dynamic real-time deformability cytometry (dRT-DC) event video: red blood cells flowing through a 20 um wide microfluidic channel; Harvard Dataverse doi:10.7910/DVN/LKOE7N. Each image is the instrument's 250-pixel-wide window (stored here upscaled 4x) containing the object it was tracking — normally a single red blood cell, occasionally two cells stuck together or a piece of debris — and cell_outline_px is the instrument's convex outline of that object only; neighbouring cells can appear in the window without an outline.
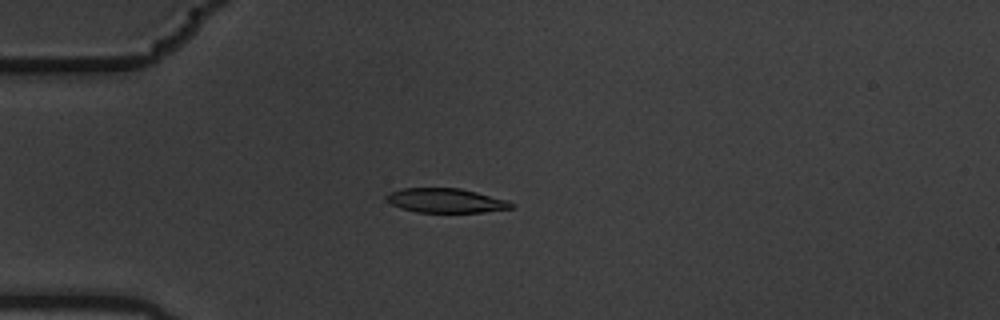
{"species": "common noctule bat (a hibernating species)", "species_latin": "Nyctalus noctula", "temperature_condition": "warm", "stored_images_in_passage": 5, "camera_frame_rate_fps": 3000, "um_per_image_px": 0.085, "animal": {"sex": "male", "body_mass_g": 19.5, "forearm_length_mm": 54.6}, "frame": {"image": 1, "passage_image": 4, "time_ms": 1.0, "image_size_px": [1000, 320], "cell_outline_px": [[516, 208], [484, 212], [416, 212], [400, 208], [384, 200], [384, 196], [388, 192], [404, 188], [460, 188], [508, 200], [516, 204]], "centroid_in_image_um": [37.9, 17.05], "position_along_channel_um": 47.1, "area_um2": 17.98}}